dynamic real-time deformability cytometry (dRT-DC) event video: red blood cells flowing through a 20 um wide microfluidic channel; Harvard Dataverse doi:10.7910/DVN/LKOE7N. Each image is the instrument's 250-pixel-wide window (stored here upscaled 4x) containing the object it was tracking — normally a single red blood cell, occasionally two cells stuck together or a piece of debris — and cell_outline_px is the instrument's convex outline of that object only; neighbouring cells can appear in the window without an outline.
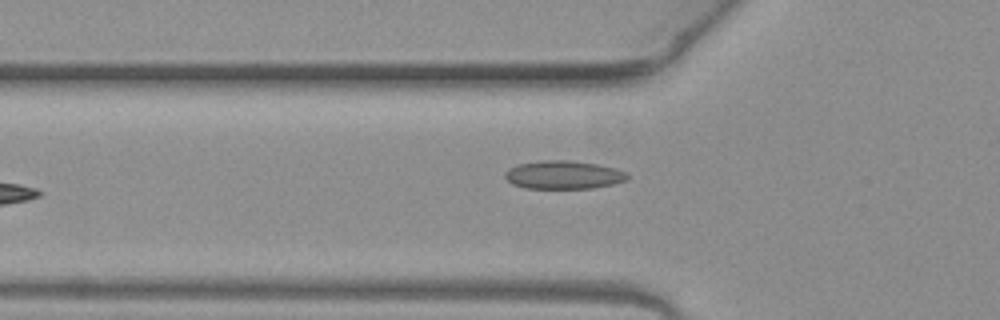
{"species": "common noctule bat (a hibernating species)", "species_latin": "Nyctalus noctula", "temperature_condition": "warm", "stored_images_in_passage": 5, "camera_frame_rate_fps": 3000, "um_per_image_px": 0.085, "animal": {"sex": "female", "body_mass_g": 19.3, "forearm_length_mm": 54.1}, "frame": {"image": 1, "passage_image": 5, "time_ms": 1.333, "image_size_px": [1000, 320], "cell_outline_px": [[628, 180], [612, 184], [592, 188], [524, 188], [512, 184], [504, 176], [504, 172], [508, 168], [516, 164], [540, 160], [568, 160], [596, 164], [616, 168], [628, 172]], "centroid_in_image_um": [47.88, 14.85], "position_along_channel_um": 77.9, "area_um2": 20.35}}